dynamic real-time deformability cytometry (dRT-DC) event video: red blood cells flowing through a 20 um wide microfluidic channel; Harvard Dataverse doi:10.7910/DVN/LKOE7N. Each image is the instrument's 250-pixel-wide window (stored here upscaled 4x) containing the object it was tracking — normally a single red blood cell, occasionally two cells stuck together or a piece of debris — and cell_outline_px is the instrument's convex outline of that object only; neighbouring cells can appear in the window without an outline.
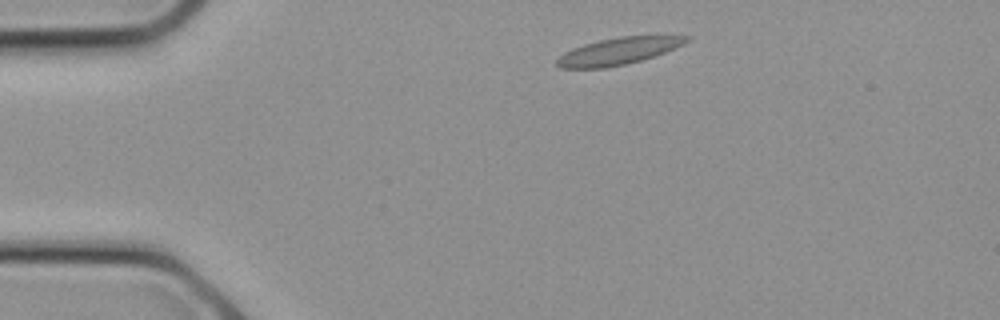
{"species": "common noctule bat (a hibernating species)", "species_latin": "Nyctalus noctula", "temperature_condition": "cold", "stored_images_in_passage": 8, "camera_frame_rate_fps": 3000, "um_per_image_px": 0.085, "animal": {"sex": "female", "body_mass_g": 21.9}, "frame": {"image": 1, "passage_image": 2, "time_ms": 0.333, "image_size_px": [1000, 320], "cell_outline_px": [[692, 36], [684, 44], [664, 52], [640, 60], [624, 64], [604, 68], [560, 68], [556, 64], [556, 60], [564, 52], [572, 48], [584, 44], [600, 40], [620, 36], [656, 32], [664, 32]], "centroid_in_image_um": [52.7, 4.27], "position_along_channel_um": 32.3, "area_um2": 21.15}}
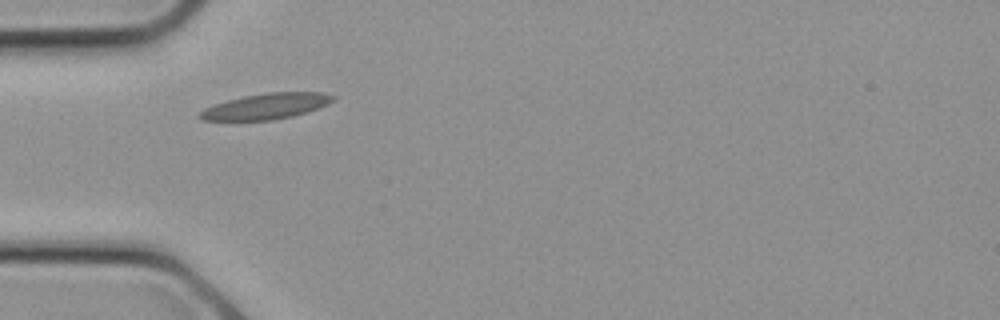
{"frame": {"image": 2, "passage_image": 5, "time_ms": 1.333, "image_size_px": [1000, 320], "cell_outline_px": [[336, 96], [328, 104], [308, 112], [292, 116], [272, 120], [200, 120], [196, 116], [204, 108], [228, 100], [244, 96], [268, 92], [324, 92]], "centroid_in_image_um": [22.63, 9.03], "position_along_channel_um": 62.4, "area_um2": 19.94}}
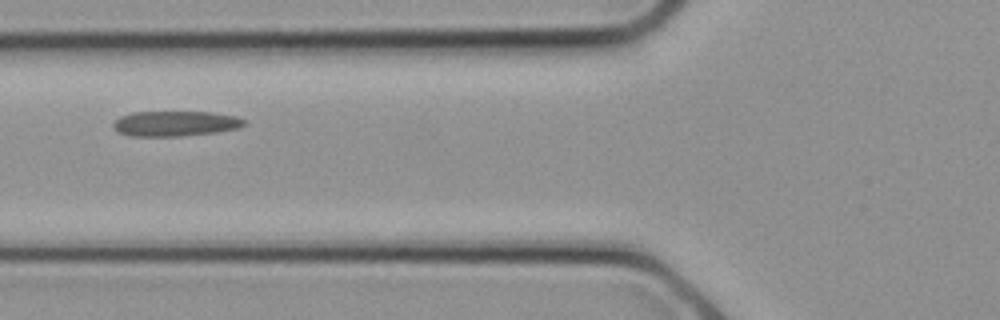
{"frame": {"image": 3, "passage_image": 7, "time_ms": 2.0, "image_size_px": [1000, 320], "cell_outline_px": [[248, 124], [240, 128], [216, 132], [184, 136], [128, 136], [116, 132], [112, 128], [112, 124], [120, 116], [132, 112], [212, 112], [236, 116], [248, 120]], "centroid_in_image_um": [14.92, 10.51], "position_along_channel_um": 110.9, "area_um2": 19.65}}